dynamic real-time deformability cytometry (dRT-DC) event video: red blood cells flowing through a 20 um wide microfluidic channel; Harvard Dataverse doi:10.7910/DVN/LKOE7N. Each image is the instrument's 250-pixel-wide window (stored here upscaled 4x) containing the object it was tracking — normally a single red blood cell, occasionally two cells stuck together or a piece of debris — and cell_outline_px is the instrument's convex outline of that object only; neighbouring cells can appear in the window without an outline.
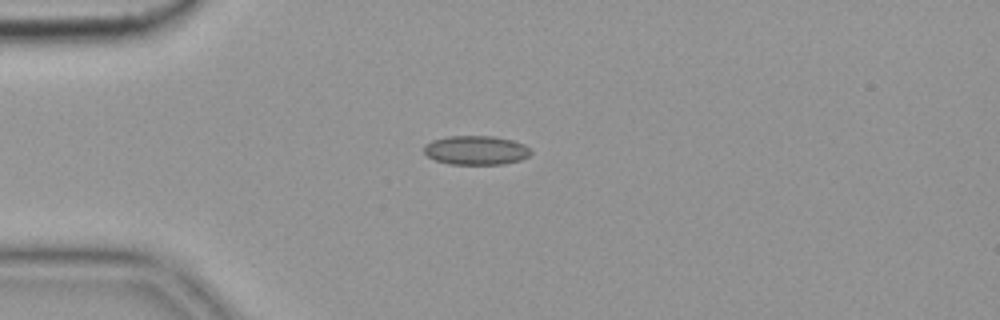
{"species": "common noctule bat (a hibernating species)", "species_latin": "Nyctalus noctula", "temperature_condition": "cold", "stored_images_in_passage": 6, "camera_frame_rate_fps": 3000, "um_per_image_px": 0.085, "animal": {"sex": "female", "body_mass_g": 19.9}, "frame": {"image": 1, "passage_image": 4, "time_ms": 1.0, "image_size_px": [1000, 320], "cell_outline_px": [[532, 152], [528, 156], [520, 160], [504, 164], [448, 164], [436, 160], [428, 156], [424, 152], [424, 144], [432, 140], [448, 136], [492, 136], [512, 140], [524, 144]], "centroid_in_image_um": [40.45, 12.77], "position_along_channel_um": 44.6, "area_um2": 18.09}}